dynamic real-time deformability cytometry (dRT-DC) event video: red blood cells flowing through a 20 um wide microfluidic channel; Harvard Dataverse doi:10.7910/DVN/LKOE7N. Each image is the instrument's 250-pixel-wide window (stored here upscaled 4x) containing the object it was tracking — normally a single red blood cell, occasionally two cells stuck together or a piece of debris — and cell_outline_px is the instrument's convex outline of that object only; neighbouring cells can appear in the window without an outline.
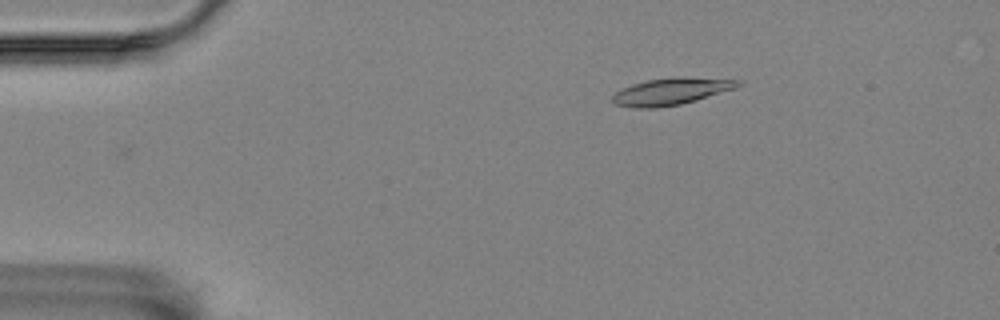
{"species": "Egyptian fruit bat (a non-hibernating species)", "species_latin": "Rousettus aegyptiacus", "temperature_condition": "room temperature", "stored_images_in_passage": 3, "camera_frame_rate_fps": 3000, "um_per_image_px": 0.085, "animal": {"sex": "female"}, "frame": {"image": 1, "passage_image": 1, "time_ms": 0.0, "image_size_px": [1000, 320], "cell_outline_px": [[744, 84], [736, 88], [696, 100], [680, 104], [656, 108], [636, 108], [616, 104], [612, 100], [612, 96], [616, 92], [632, 84], [648, 80], [672, 76], [684, 76], [744, 80]], "centroid_in_image_um": [57.12, 7.74], "position_along_channel_um": 27.9, "area_um2": 19.88}}